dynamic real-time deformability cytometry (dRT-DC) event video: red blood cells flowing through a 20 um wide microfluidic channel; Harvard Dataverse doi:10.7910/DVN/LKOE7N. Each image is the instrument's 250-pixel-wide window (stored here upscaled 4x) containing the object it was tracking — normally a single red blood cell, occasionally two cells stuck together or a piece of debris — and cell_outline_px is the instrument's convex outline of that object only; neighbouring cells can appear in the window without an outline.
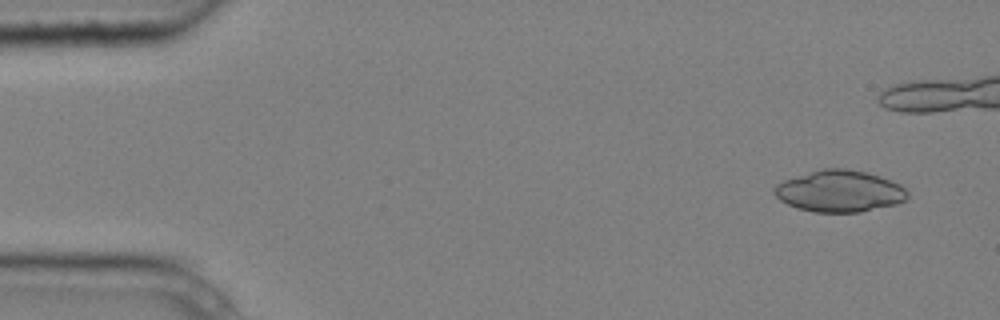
{"species": "common noctule bat (a hibernating species)", "species_latin": "Nyctalus noctula", "temperature_condition": "cold", "stored_images_in_passage": 14, "camera_frame_rate_fps": 3000, "um_per_image_px": 0.085, "animal": {"sex": "male", "body_mass_g": 20.4}, "frame": {"image": 1, "passage_image": 1, "time_ms": 0.0, "image_size_px": [1000, 320], "cell_outline_px": [[908, 200], [896, 204], [860, 212], [812, 212], [796, 208], [780, 200], [772, 192], [772, 188], [776, 184], [784, 180], [824, 168], [848, 168], [880, 176], [892, 180], [900, 184], [908, 192]], "centroid_in_image_um": [71.37, 16.25], "position_along_channel_um": 13.6, "area_um2": 32.43}}